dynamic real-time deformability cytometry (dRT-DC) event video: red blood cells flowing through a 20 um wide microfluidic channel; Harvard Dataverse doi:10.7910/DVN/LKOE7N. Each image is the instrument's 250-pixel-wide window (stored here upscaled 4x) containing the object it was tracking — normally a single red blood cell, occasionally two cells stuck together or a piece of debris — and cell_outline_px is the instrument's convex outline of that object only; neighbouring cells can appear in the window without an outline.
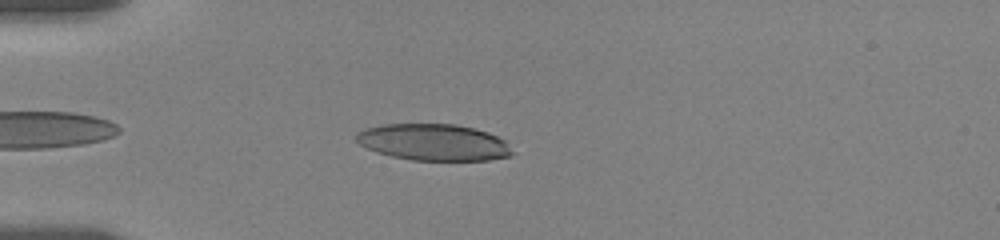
{"species": "human", "species_latin": "Homo sapiens", "temperature_condition": "room temperature", "stored_images_in_passage": 8, "camera_frame_rate_fps": 3000, "um_per_image_px": 0.085, "donor": {"sex": "female"}, "frame": {"image": 1, "passage_image": 3, "time_ms": 0.667, "image_size_px": [1000, 240], "cell_outline_px": [[516, 152], [512, 156], [488, 160], [412, 160], [392, 156], [376, 152], [360, 144], [356, 140], [356, 132], [364, 128], [384, 124], [456, 124], [488, 132], [504, 140]], "centroid_in_image_um": [36.87, 12.09], "position_along_channel_um": 48.1, "area_um2": 33.35}}
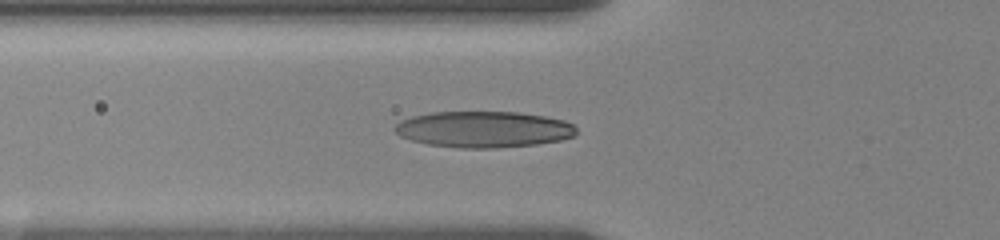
{"frame": {"image": 2, "passage_image": 7, "time_ms": 2.0, "image_size_px": [1000, 240], "cell_outline_px": [[576, 132], [572, 136], [560, 140], [536, 144], [496, 148], [460, 148], [428, 144], [412, 140], [400, 136], [392, 128], [396, 124], [412, 116], [432, 112], [520, 112], [544, 116], [564, 120], [572, 124], [576, 128]], "centroid_in_image_um": [41.1, 10.99], "position_along_channel_um": 84.7, "area_um2": 38.21}}